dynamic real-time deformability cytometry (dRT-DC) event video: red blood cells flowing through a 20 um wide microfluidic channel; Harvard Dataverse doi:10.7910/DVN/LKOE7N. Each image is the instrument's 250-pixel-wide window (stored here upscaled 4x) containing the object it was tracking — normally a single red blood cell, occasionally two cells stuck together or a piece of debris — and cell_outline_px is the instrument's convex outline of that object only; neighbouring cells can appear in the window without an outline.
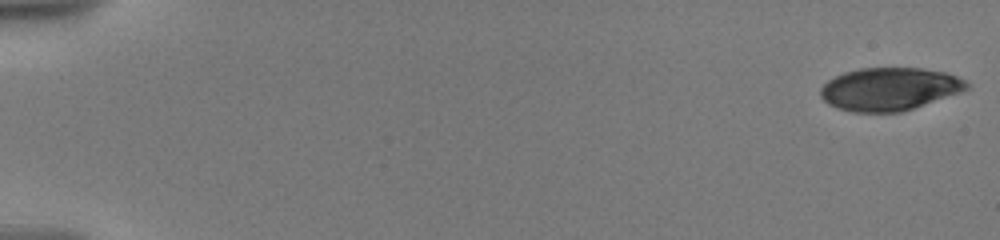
{"species": "human", "species_latin": "Homo sapiens", "temperature_condition": "warm", "stored_images_in_passage": 52, "camera_frame_rate_fps": 3000, "um_per_image_px": 0.085, "donor": {"sex": "male"}, "frame": {"image": 1, "passage_image": 1, "time_ms": 0.0, "image_size_px": [1000, 240], "cell_outline_px": [[968, 88], [960, 92], [900, 112], [852, 112], [836, 108], [828, 104], [820, 96], [820, 88], [828, 80], [844, 72], [860, 68], [920, 68], [944, 72], [956, 76], [964, 80], [968, 84]], "centroid_in_image_um": [75.55, 7.57], "position_along_channel_um": 9.4, "area_um2": 36.24}}
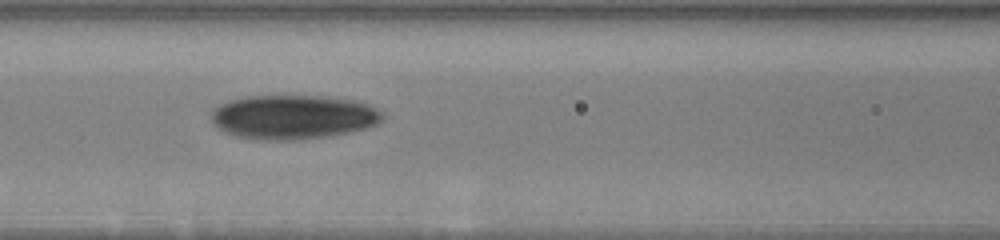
{"frame": {"image": 2, "passage_image": 30, "time_ms": 8.667, "image_size_px": [1000, 240], "cell_outline_px": [[384, 120], [368, 128], [352, 132], [332, 136], [300, 140], [264, 140], [236, 136], [224, 132], [212, 124], [212, 112], [220, 104], [228, 100], [248, 96], [328, 96], [352, 100], [368, 104], [384, 112]], "centroid_in_image_um": [24.96, 9.95], "position_along_channel_um": 141.6, "area_um2": 44.62}}
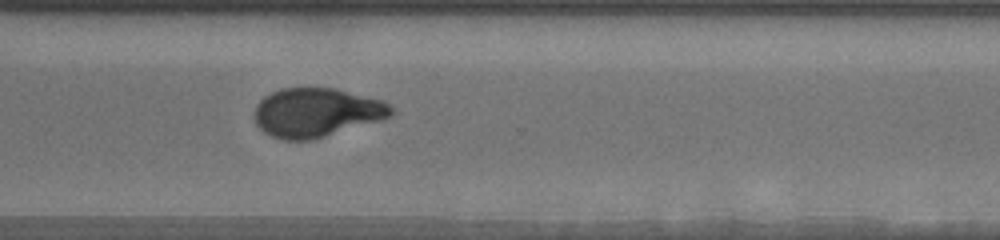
{"frame": {"image": 3, "passage_image": 51, "time_ms": 14.333, "image_size_px": [1000, 240], "cell_outline_px": [[392, 116], [380, 120], [312, 140], [284, 140], [272, 136], [264, 132], [256, 124], [256, 104], [264, 96], [280, 88], [336, 88], [384, 100], [392, 108]], "centroid_in_image_um": [26.9, 9.55], "position_along_channel_um": 343.7, "area_um2": 38.9}}